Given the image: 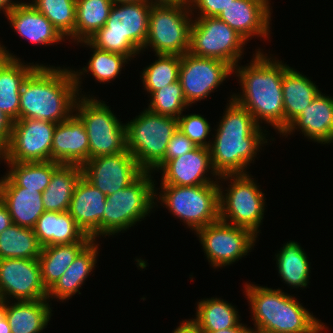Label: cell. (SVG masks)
Listing matches in <instances>:
<instances>
[{
    "label": "cell",
    "instance_id": "cell-17",
    "mask_svg": "<svg viewBox=\"0 0 333 333\" xmlns=\"http://www.w3.org/2000/svg\"><path fill=\"white\" fill-rule=\"evenodd\" d=\"M38 259H0V299L17 301L47 299ZM8 297V298H7Z\"/></svg>",
    "mask_w": 333,
    "mask_h": 333
},
{
    "label": "cell",
    "instance_id": "cell-44",
    "mask_svg": "<svg viewBox=\"0 0 333 333\" xmlns=\"http://www.w3.org/2000/svg\"><path fill=\"white\" fill-rule=\"evenodd\" d=\"M13 121L0 110V152L8 145Z\"/></svg>",
    "mask_w": 333,
    "mask_h": 333
},
{
    "label": "cell",
    "instance_id": "cell-36",
    "mask_svg": "<svg viewBox=\"0 0 333 333\" xmlns=\"http://www.w3.org/2000/svg\"><path fill=\"white\" fill-rule=\"evenodd\" d=\"M113 0H76V25L71 39L88 40L109 17Z\"/></svg>",
    "mask_w": 333,
    "mask_h": 333
},
{
    "label": "cell",
    "instance_id": "cell-31",
    "mask_svg": "<svg viewBox=\"0 0 333 333\" xmlns=\"http://www.w3.org/2000/svg\"><path fill=\"white\" fill-rule=\"evenodd\" d=\"M11 167L0 179V186H19L42 193L50 183L53 172L61 165L55 161L44 162H12Z\"/></svg>",
    "mask_w": 333,
    "mask_h": 333
},
{
    "label": "cell",
    "instance_id": "cell-19",
    "mask_svg": "<svg viewBox=\"0 0 333 333\" xmlns=\"http://www.w3.org/2000/svg\"><path fill=\"white\" fill-rule=\"evenodd\" d=\"M270 9L268 0H234L217 17L248 41L269 35Z\"/></svg>",
    "mask_w": 333,
    "mask_h": 333
},
{
    "label": "cell",
    "instance_id": "cell-28",
    "mask_svg": "<svg viewBox=\"0 0 333 333\" xmlns=\"http://www.w3.org/2000/svg\"><path fill=\"white\" fill-rule=\"evenodd\" d=\"M92 240L75 258L73 263L48 291L47 299L58 298L63 300L70 299L72 295L79 292V288L89 276L96 264L98 245Z\"/></svg>",
    "mask_w": 333,
    "mask_h": 333
},
{
    "label": "cell",
    "instance_id": "cell-10",
    "mask_svg": "<svg viewBox=\"0 0 333 333\" xmlns=\"http://www.w3.org/2000/svg\"><path fill=\"white\" fill-rule=\"evenodd\" d=\"M192 14L189 3L152 4L146 43L142 50L151 46L156 55H179L189 51Z\"/></svg>",
    "mask_w": 333,
    "mask_h": 333
},
{
    "label": "cell",
    "instance_id": "cell-41",
    "mask_svg": "<svg viewBox=\"0 0 333 333\" xmlns=\"http://www.w3.org/2000/svg\"><path fill=\"white\" fill-rule=\"evenodd\" d=\"M178 130L185 134L195 146L209 148L210 141H206L209 134L210 124L199 114L180 115L177 118Z\"/></svg>",
    "mask_w": 333,
    "mask_h": 333
},
{
    "label": "cell",
    "instance_id": "cell-24",
    "mask_svg": "<svg viewBox=\"0 0 333 333\" xmlns=\"http://www.w3.org/2000/svg\"><path fill=\"white\" fill-rule=\"evenodd\" d=\"M33 230L41 247L93 240L77 225L68 211H45Z\"/></svg>",
    "mask_w": 333,
    "mask_h": 333
},
{
    "label": "cell",
    "instance_id": "cell-26",
    "mask_svg": "<svg viewBox=\"0 0 333 333\" xmlns=\"http://www.w3.org/2000/svg\"><path fill=\"white\" fill-rule=\"evenodd\" d=\"M0 200L8 208L13 224L34 228L45 212L42 193L19 186H0Z\"/></svg>",
    "mask_w": 333,
    "mask_h": 333
},
{
    "label": "cell",
    "instance_id": "cell-22",
    "mask_svg": "<svg viewBox=\"0 0 333 333\" xmlns=\"http://www.w3.org/2000/svg\"><path fill=\"white\" fill-rule=\"evenodd\" d=\"M297 127L308 139L323 144L333 143V98L320 92L282 135L291 134Z\"/></svg>",
    "mask_w": 333,
    "mask_h": 333
},
{
    "label": "cell",
    "instance_id": "cell-25",
    "mask_svg": "<svg viewBox=\"0 0 333 333\" xmlns=\"http://www.w3.org/2000/svg\"><path fill=\"white\" fill-rule=\"evenodd\" d=\"M5 16L22 38L36 44L50 45L64 40L54 25L31 3H22Z\"/></svg>",
    "mask_w": 333,
    "mask_h": 333
},
{
    "label": "cell",
    "instance_id": "cell-23",
    "mask_svg": "<svg viewBox=\"0 0 333 333\" xmlns=\"http://www.w3.org/2000/svg\"><path fill=\"white\" fill-rule=\"evenodd\" d=\"M7 58L0 64V110L12 121L20 119V89L27 76L39 65H24L2 45Z\"/></svg>",
    "mask_w": 333,
    "mask_h": 333
},
{
    "label": "cell",
    "instance_id": "cell-51",
    "mask_svg": "<svg viewBox=\"0 0 333 333\" xmlns=\"http://www.w3.org/2000/svg\"><path fill=\"white\" fill-rule=\"evenodd\" d=\"M146 0H113L114 3H126V2H142Z\"/></svg>",
    "mask_w": 333,
    "mask_h": 333
},
{
    "label": "cell",
    "instance_id": "cell-13",
    "mask_svg": "<svg viewBox=\"0 0 333 333\" xmlns=\"http://www.w3.org/2000/svg\"><path fill=\"white\" fill-rule=\"evenodd\" d=\"M196 233L208 261L216 268L233 264L247 255L257 237L249 229L220 219L200 228Z\"/></svg>",
    "mask_w": 333,
    "mask_h": 333
},
{
    "label": "cell",
    "instance_id": "cell-3",
    "mask_svg": "<svg viewBox=\"0 0 333 333\" xmlns=\"http://www.w3.org/2000/svg\"><path fill=\"white\" fill-rule=\"evenodd\" d=\"M273 60L256 51L250 65L237 64L233 72L238 73L243 92L241 96L232 95V99L246 108L259 126L261 119V123L262 120L269 123L281 134L284 132L282 80L289 66Z\"/></svg>",
    "mask_w": 333,
    "mask_h": 333
},
{
    "label": "cell",
    "instance_id": "cell-20",
    "mask_svg": "<svg viewBox=\"0 0 333 333\" xmlns=\"http://www.w3.org/2000/svg\"><path fill=\"white\" fill-rule=\"evenodd\" d=\"M106 195L91 184L83 175L76 184L68 212L77 225L96 241L102 235V218Z\"/></svg>",
    "mask_w": 333,
    "mask_h": 333
},
{
    "label": "cell",
    "instance_id": "cell-52",
    "mask_svg": "<svg viewBox=\"0 0 333 333\" xmlns=\"http://www.w3.org/2000/svg\"><path fill=\"white\" fill-rule=\"evenodd\" d=\"M7 54L3 51V49L0 47V64L7 58Z\"/></svg>",
    "mask_w": 333,
    "mask_h": 333
},
{
    "label": "cell",
    "instance_id": "cell-40",
    "mask_svg": "<svg viewBox=\"0 0 333 333\" xmlns=\"http://www.w3.org/2000/svg\"><path fill=\"white\" fill-rule=\"evenodd\" d=\"M151 98L148 110L163 116L178 118L189 106L179 80L153 92Z\"/></svg>",
    "mask_w": 333,
    "mask_h": 333
},
{
    "label": "cell",
    "instance_id": "cell-46",
    "mask_svg": "<svg viewBox=\"0 0 333 333\" xmlns=\"http://www.w3.org/2000/svg\"><path fill=\"white\" fill-rule=\"evenodd\" d=\"M200 333H253L252 328H247L245 325H242V323H239L235 327H231L224 330H218V331H199Z\"/></svg>",
    "mask_w": 333,
    "mask_h": 333
},
{
    "label": "cell",
    "instance_id": "cell-12",
    "mask_svg": "<svg viewBox=\"0 0 333 333\" xmlns=\"http://www.w3.org/2000/svg\"><path fill=\"white\" fill-rule=\"evenodd\" d=\"M246 40L218 17L192 20L189 53L221 60L234 68L241 58Z\"/></svg>",
    "mask_w": 333,
    "mask_h": 333
},
{
    "label": "cell",
    "instance_id": "cell-49",
    "mask_svg": "<svg viewBox=\"0 0 333 333\" xmlns=\"http://www.w3.org/2000/svg\"><path fill=\"white\" fill-rule=\"evenodd\" d=\"M21 3L19 2H12L11 0H0V11L1 9L5 14L9 13L13 8H15L17 5Z\"/></svg>",
    "mask_w": 333,
    "mask_h": 333
},
{
    "label": "cell",
    "instance_id": "cell-7",
    "mask_svg": "<svg viewBox=\"0 0 333 333\" xmlns=\"http://www.w3.org/2000/svg\"><path fill=\"white\" fill-rule=\"evenodd\" d=\"M154 182L151 172L144 171L127 187L106 196L102 236L126 230L148 215L158 199Z\"/></svg>",
    "mask_w": 333,
    "mask_h": 333
},
{
    "label": "cell",
    "instance_id": "cell-42",
    "mask_svg": "<svg viewBox=\"0 0 333 333\" xmlns=\"http://www.w3.org/2000/svg\"><path fill=\"white\" fill-rule=\"evenodd\" d=\"M195 147L194 143L185 134L177 129L167 145L164 159L153 169V171H158L168 160L188 153Z\"/></svg>",
    "mask_w": 333,
    "mask_h": 333
},
{
    "label": "cell",
    "instance_id": "cell-9",
    "mask_svg": "<svg viewBox=\"0 0 333 333\" xmlns=\"http://www.w3.org/2000/svg\"><path fill=\"white\" fill-rule=\"evenodd\" d=\"M161 185L159 200L195 232L220 219V185Z\"/></svg>",
    "mask_w": 333,
    "mask_h": 333
},
{
    "label": "cell",
    "instance_id": "cell-30",
    "mask_svg": "<svg viewBox=\"0 0 333 333\" xmlns=\"http://www.w3.org/2000/svg\"><path fill=\"white\" fill-rule=\"evenodd\" d=\"M83 175L82 166L61 164L42 192L45 211L67 212L76 184Z\"/></svg>",
    "mask_w": 333,
    "mask_h": 333
},
{
    "label": "cell",
    "instance_id": "cell-29",
    "mask_svg": "<svg viewBox=\"0 0 333 333\" xmlns=\"http://www.w3.org/2000/svg\"><path fill=\"white\" fill-rule=\"evenodd\" d=\"M47 301H17L10 306L5 301V316L11 333H40L46 328L52 314Z\"/></svg>",
    "mask_w": 333,
    "mask_h": 333
},
{
    "label": "cell",
    "instance_id": "cell-6",
    "mask_svg": "<svg viewBox=\"0 0 333 333\" xmlns=\"http://www.w3.org/2000/svg\"><path fill=\"white\" fill-rule=\"evenodd\" d=\"M177 129V118L146 109L126 123L127 150L144 171L152 172L164 159L167 145Z\"/></svg>",
    "mask_w": 333,
    "mask_h": 333
},
{
    "label": "cell",
    "instance_id": "cell-38",
    "mask_svg": "<svg viewBox=\"0 0 333 333\" xmlns=\"http://www.w3.org/2000/svg\"><path fill=\"white\" fill-rule=\"evenodd\" d=\"M31 4L65 37L74 34L76 0H34Z\"/></svg>",
    "mask_w": 333,
    "mask_h": 333
},
{
    "label": "cell",
    "instance_id": "cell-33",
    "mask_svg": "<svg viewBox=\"0 0 333 333\" xmlns=\"http://www.w3.org/2000/svg\"><path fill=\"white\" fill-rule=\"evenodd\" d=\"M237 309L220 298L198 302L196 319L190 321L198 331H218L235 327L240 323Z\"/></svg>",
    "mask_w": 333,
    "mask_h": 333
},
{
    "label": "cell",
    "instance_id": "cell-4",
    "mask_svg": "<svg viewBox=\"0 0 333 333\" xmlns=\"http://www.w3.org/2000/svg\"><path fill=\"white\" fill-rule=\"evenodd\" d=\"M245 286L255 321L253 332L320 333L325 328L297 299L281 289Z\"/></svg>",
    "mask_w": 333,
    "mask_h": 333
},
{
    "label": "cell",
    "instance_id": "cell-45",
    "mask_svg": "<svg viewBox=\"0 0 333 333\" xmlns=\"http://www.w3.org/2000/svg\"><path fill=\"white\" fill-rule=\"evenodd\" d=\"M12 224L11 216L8 208L0 200V234Z\"/></svg>",
    "mask_w": 333,
    "mask_h": 333
},
{
    "label": "cell",
    "instance_id": "cell-48",
    "mask_svg": "<svg viewBox=\"0 0 333 333\" xmlns=\"http://www.w3.org/2000/svg\"><path fill=\"white\" fill-rule=\"evenodd\" d=\"M173 333H200L195 325L190 321H183L174 331Z\"/></svg>",
    "mask_w": 333,
    "mask_h": 333
},
{
    "label": "cell",
    "instance_id": "cell-1",
    "mask_svg": "<svg viewBox=\"0 0 333 333\" xmlns=\"http://www.w3.org/2000/svg\"><path fill=\"white\" fill-rule=\"evenodd\" d=\"M82 74L67 68L38 65L22 83L20 119L46 120L56 124L69 119L80 95Z\"/></svg>",
    "mask_w": 333,
    "mask_h": 333
},
{
    "label": "cell",
    "instance_id": "cell-11",
    "mask_svg": "<svg viewBox=\"0 0 333 333\" xmlns=\"http://www.w3.org/2000/svg\"><path fill=\"white\" fill-rule=\"evenodd\" d=\"M250 177L249 174H235L218 178L231 180L225 195L219 187L220 220L249 229L257 236L264 215L265 195Z\"/></svg>",
    "mask_w": 333,
    "mask_h": 333
},
{
    "label": "cell",
    "instance_id": "cell-37",
    "mask_svg": "<svg viewBox=\"0 0 333 333\" xmlns=\"http://www.w3.org/2000/svg\"><path fill=\"white\" fill-rule=\"evenodd\" d=\"M156 56L158 60L142 72L143 87L150 94L174 83L179 77L181 56L167 54H158Z\"/></svg>",
    "mask_w": 333,
    "mask_h": 333
},
{
    "label": "cell",
    "instance_id": "cell-21",
    "mask_svg": "<svg viewBox=\"0 0 333 333\" xmlns=\"http://www.w3.org/2000/svg\"><path fill=\"white\" fill-rule=\"evenodd\" d=\"M89 160L88 135L82 121L74 114L56 124L53 133L51 161L83 166Z\"/></svg>",
    "mask_w": 333,
    "mask_h": 333
},
{
    "label": "cell",
    "instance_id": "cell-43",
    "mask_svg": "<svg viewBox=\"0 0 333 333\" xmlns=\"http://www.w3.org/2000/svg\"><path fill=\"white\" fill-rule=\"evenodd\" d=\"M234 0H188L190 9H199V17H217ZM194 3V4H193ZM195 8H192V7Z\"/></svg>",
    "mask_w": 333,
    "mask_h": 333
},
{
    "label": "cell",
    "instance_id": "cell-15",
    "mask_svg": "<svg viewBox=\"0 0 333 333\" xmlns=\"http://www.w3.org/2000/svg\"><path fill=\"white\" fill-rule=\"evenodd\" d=\"M233 71L229 64L221 60L197 57L189 52L183 54L178 80L187 104L208 97Z\"/></svg>",
    "mask_w": 333,
    "mask_h": 333
},
{
    "label": "cell",
    "instance_id": "cell-47",
    "mask_svg": "<svg viewBox=\"0 0 333 333\" xmlns=\"http://www.w3.org/2000/svg\"><path fill=\"white\" fill-rule=\"evenodd\" d=\"M0 333H11V327L5 316V301L0 299Z\"/></svg>",
    "mask_w": 333,
    "mask_h": 333
},
{
    "label": "cell",
    "instance_id": "cell-5",
    "mask_svg": "<svg viewBox=\"0 0 333 333\" xmlns=\"http://www.w3.org/2000/svg\"><path fill=\"white\" fill-rule=\"evenodd\" d=\"M151 6L147 1L113 3L106 24L88 41L98 49L130 60L146 43Z\"/></svg>",
    "mask_w": 333,
    "mask_h": 333
},
{
    "label": "cell",
    "instance_id": "cell-50",
    "mask_svg": "<svg viewBox=\"0 0 333 333\" xmlns=\"http://www.w3.org/2000/svg\"><path fill=\"white\" fill-rule=\"evenodd\" d=\"M147 2H150L151 4H176V3H184L188 2V0H146Z\"/></svg>",
    "mask_w": 333,
    "mask_h": 333
},
{
    "label": "cell",
    "instance_id": "cell-39",
    "mask_svg": "<svg viewBox=\"0 0 333 333\" xmlns=\"http://www.w3.org/2000/svg\"><path fill=\"white\" fill-rule=\"evenodd\" d=\"M90 48H93V54L89 60L88 67L83 68L82 72H91L98 82H109L115 79L120 73L123 65L129 59L121 54L112 53L109 51L98 49L93 46L88 40L80 41Z\"/></svg>",
    "mask_w": 333,
    "mask_h": 333
},
{
    "label": "cell",
    "instance_id": "cell-14",
    "mask_svg": "<svg viewBox=\"0 0 333 333\" xmlns=\"http://www.w3.org/2000/svg\"><path fill=\"white\" fill-rule=\"evenodd\" d=\"M56 123L38 119L13 121L11 135L1 158L12 162L51 161Z\"/></svg>",
    "mask_w": 333,
    "mask_h": 333
},
{
    "label": "cell",
    "instance_id": "cell-18",
    "mask_svg": "<svg viewBox=\"0 0 333 333\" xmlns=\"http://www.w3.org/2000/svg\"><path fill=\"white\" fill-rule=\"evenodd\" d=\"M212 168V169H211ZM160 170L161 185L197 186L216 184L204 174L211 170L213 176H218L213 169L209 148L196 146L193 150L179 157L168 160Z\"/></svg>",
    "mask_w": 333,
    "mask_h": 333
},
{
    "label": "cell",
    "instance_id": "cell-8",
    "mask_svg": "<svg viewBox=\"0 0 333 333\" xmlns=\"http://www.w3.org/2000/svg\"><path fill=\"white\" fill-rule=\"evenodd\" d=\"M80 97L76 100L75 115L84 124L88 135L89 159L125 152L126 125L119 122L105 102L90 96Z\"/></svg>",
    "mask_w": 333,
    "mask_h": 333
},
{
    "label": "cell",
    "instance_id": "cell-35",
    "mask_svg": "<svg viewBox=\"0 0 333 333\" xmlns=\"http://www.w3.org/2000/svg\"><path fill=\"white\" fill-rule=\"evenodd\" d=\"M278 273L286 284L294 288L306 287L309 281L310 264L301 246L287 242L276 255Z\"/></svg>",
    "mask_w": 333,
    "mask_h": 333
},
{
    "label": "cell",
    "instance_id": "cell-32",
    "mask_svg": "<svg viewBox=\"0 0 333 333\" xmlns=\"http://www.w3.org/2000/svg\"><path fill=\"white\" fill-rule=\"evenodd\" d=\"M90 242L50 245L42 247L38 258L41 278L46 290L49 291L67 270L77 255Z\"/></svg>",
    "mask_w": 333,
    "mask_h": 333
},
{
    "label": "cell",
    "instance_id": "cell-27",
    "mask_svg": "<svg viewBox=\"0 0 333 333\" xmlns=\"http://www.w3.org/2000/svg\"><path fill=\"white\" fill-rule=\"evenodd\" d=\"M284 130L320 93L309 78L288 67L282 80Z\"/></svg>",
    "mask_w": 333,
    "mask_h": 333
},
{
    "label": "cell",
    "instance_id": "cell-16",
    "mask_svg": "<svg viewBox=\"0 0 333 333\" xmlns=\"http://www.w3.org/2000/svg\"><path fill=\"white\" fill-rule=\"evenodd\" d=\"M82 171L83 176L106 196L127 187L144 172L128 150L89 159Z\"/></svg>",
    "mask_w": 333,
    "mask_h": 333
},
{
    "label": "cell",
    "instance_id": "cell-2",
    "mask_svg": "<svg viewBox=\"0 0 333 333\" xmlns=\"http://www.w3.org/2000/svg\"><path fill=\"white\" fill-rule=\"evenodd\" d=\"M209 146L211 161L218 178L223 175L247 174L262 144L267 143L252 114L232 98Z\"/></svg>",
    "mask_w": 333,
    "mask_h": 333
},
{
    "label": "cell",
    "instance_id": "cell-34",
    "mask_svg": "<svg viewBox=\"0 0 333 333\" xmlns=\"http://www.w3.org/2000/svg\"><path fill=\"white\" fill-rule=\"evenodd\" d=\"M41 249L32 228L12 223L0 234V259H38Z\"/></svg>",
    "mask_w": 333,
    "mask_h": 333
}]
</instances>
